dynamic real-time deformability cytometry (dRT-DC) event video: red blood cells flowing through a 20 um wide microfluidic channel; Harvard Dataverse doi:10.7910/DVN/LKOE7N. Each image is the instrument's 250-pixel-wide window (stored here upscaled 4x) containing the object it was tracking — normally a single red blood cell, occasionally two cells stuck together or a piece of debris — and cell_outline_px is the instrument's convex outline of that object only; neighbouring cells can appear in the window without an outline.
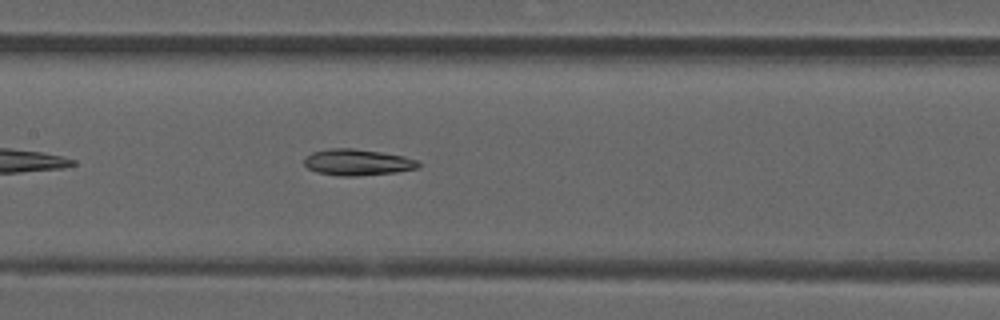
{"species": "common noctule bat (a hibernating species)", "species_latin": "Nyctalus noctula", "temperature_condition": "room temperature", "stored_images_in_passage": 39, "camera_frame_rate_fps": 3000, "um_per_image_px": 0.085, "animal": {"sex": "male", "forearm_length_mm": 52.5}, "frame": {"image": 1, "passage_image": 12, "time_ms": 3.667, "image_size_px": [1000, 320], "cell_outline_px": [[420, 168], [396, 172], [356, 176], [340, 176], [316, 172], [308, 168], [304, 164], [304, 160], [312, 152], [332, 148], [352, 148], [380, 152], [404, 156], [420, 160]], "centroid_in_image_um": [30.43, 13.8], "position_along_channel_um": 177.0, "area_um2": 17.51}}